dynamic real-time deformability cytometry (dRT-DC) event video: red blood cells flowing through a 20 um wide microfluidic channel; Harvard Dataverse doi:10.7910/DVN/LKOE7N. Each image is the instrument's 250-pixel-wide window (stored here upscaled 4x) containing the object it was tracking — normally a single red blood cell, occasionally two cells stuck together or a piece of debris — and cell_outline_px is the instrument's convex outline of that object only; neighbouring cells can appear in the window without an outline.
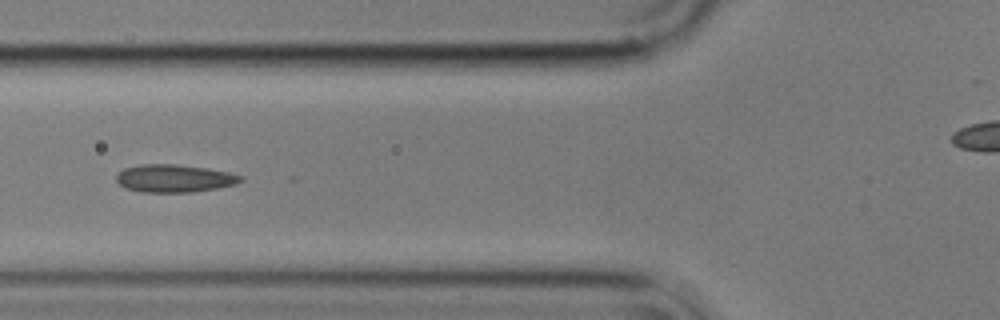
{"species": "common noctule bat (a hibernating species)", "species_latin": "Nyctalus noctula", "temperature_condition": "cold", "stored_images_in_passage": 7, "camera_frame_rate_fps": 3000, "um_per_image_px": 0.085, "animal": {"sex": "male", "body_mass_g": 17.9}, "frame": {"image": 1, "passage_image": 4, "time_ms": 1.0, "image_size_px": [1000, 320], "cell_outline_px": [[244, 180], [236, 184], [216, 188], [192, 192], [140, 192], [124, 188], [116, 180], [116, 176], [124, 168], [140, 164], [176, 164], [208, 168], [228, 172], [244, 176]], "centroid_in_image_um": [14.82, 15.16], "position_along_channel_um": 111.0, "area_um2": 20.23}}
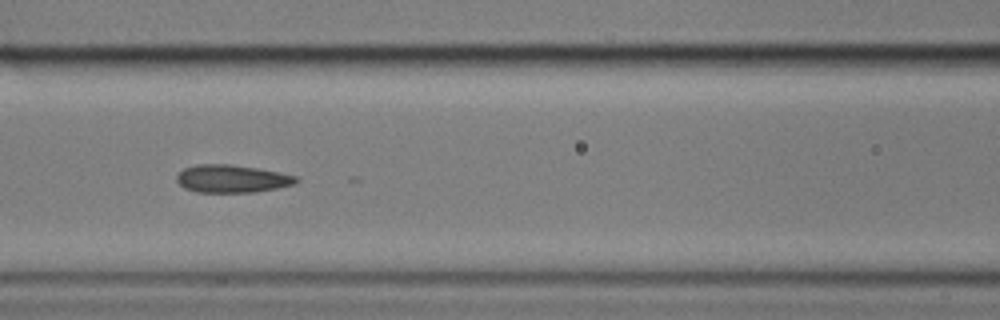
{"frame": {"image": 2, "passage_image": 5, "time_ms": 1.333, "image_size_px": [1000, 320], "cell_outline_px": [[300, 180], [296, 184], [256, 192], [196, 192], [184, 188], [176, 180], [176, 176], [184, 168], [196, 164], [232, 164], [280, 172], [296, 176]], "centroid_in_image_um": [19.72, 15.19], "position_along_channel_um": 146.9, "area_um2": 19.42}}
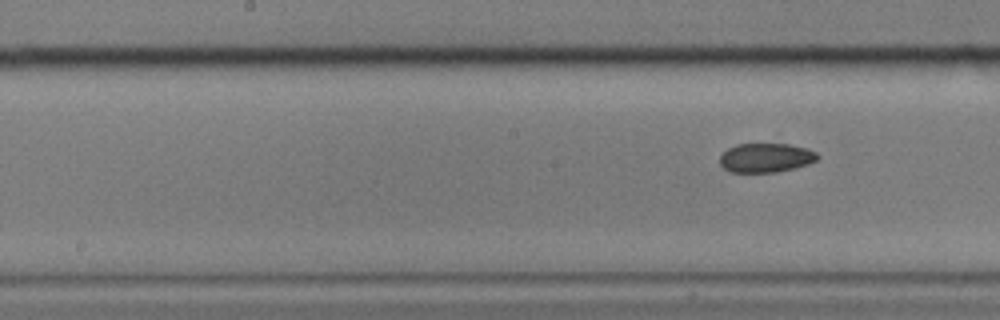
{"frame": {"image": 3, "passage_image": 7, "time_ms": 2.0, "image_size_px": [1000, 320], "cell_outline_px": [[820, 156], [816, 160], [808, 164], [776, 172], [728, 172], [720, 164], [720, 156], [728, 148], [736, 144], [788, 144], [808, 148], [816, 152]], "centroid_in_image_um": [65.09, 13.4], "position_along_channel_um": 183.1, "area_um2": 16.59}}